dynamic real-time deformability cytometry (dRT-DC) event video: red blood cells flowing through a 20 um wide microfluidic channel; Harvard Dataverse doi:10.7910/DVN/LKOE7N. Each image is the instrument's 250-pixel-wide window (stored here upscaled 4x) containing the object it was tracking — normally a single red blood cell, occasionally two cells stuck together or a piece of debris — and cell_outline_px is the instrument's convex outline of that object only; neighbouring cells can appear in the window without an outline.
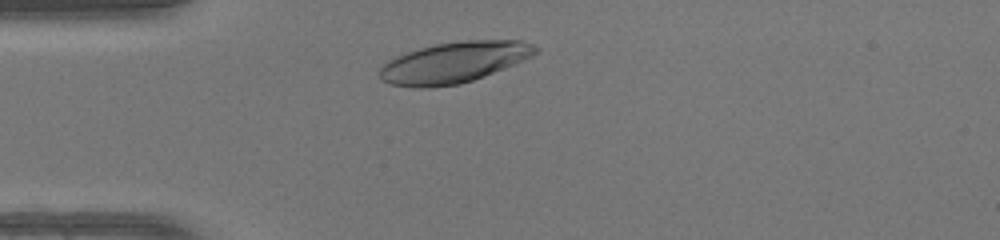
{"species": "human", "species_latin": "Homo sapiens", "temperature_condition": "warm", "stored_images_in_passage": 30, "camera_frame_rate_fps": 3000, "um_per_image_px": 0.085, "donor": {"sex": "female"}, "frame": {"image": 1, "passage_image": 4, "time_ms": 1.0, "image_size_px": [1000, 240], "cell_outline_px": [[540, 52], [532, 56], [484, 76], [460, 84], [428, 88], [412, 88], [388, 84], [380, 80], [376, 72], [388, 60], [396, 56], [420, 48], [436, 44], [460, 40], [520, 40], [532, 44], [540, 48]], "centroid_in_image_um": [38.54, 5.31], "position_along_channel_um": 46.5, "area_um2": 37.45}}
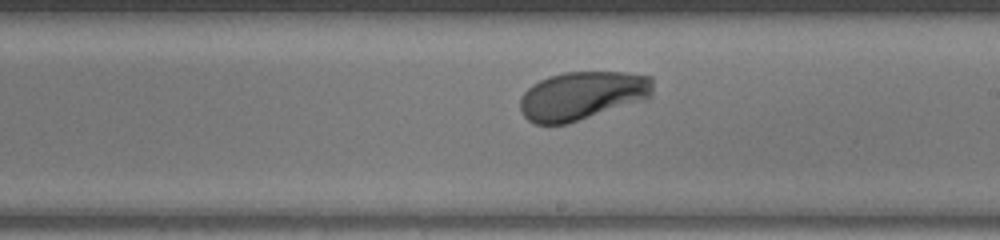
{"frame": {"image": 2, "passage_image": 19, "time_ms": 6.0, "image_size_px": [1000, 240], "cell_outline_px": [[652, 96], [648, 100], [568, 124], [536, 124], [528, 120], [520, 112], [520, 96], [532, 84], [548, 76], [564, 72], [624, 72], [652, 76]], "centroid_in_image_um": [49.51, 8.14], "position_along_channel_um": 239.5, "area_um2": 38.21}}
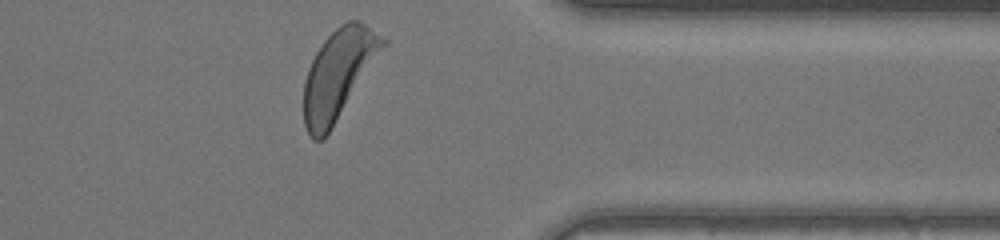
{"frame": {"image": 3, "passage_image": 30, "time_ms": 9.667, "image_size_px": [1000, 240], "cell_outline_px": [[388, 44], [324, 140], [312, 140], [308, 136], [304, 124], [304, 80], [308, 68], [316, 52], [324, 40], [340, 24], [348, 20], [356, 20], [364, 24], [388, 40]], "centroid_in_image_um": [28.77, 6.33], "position_along_channel_um": 382.6, "area_um2": 41.21}, "authors_computed_cell_mechanics": {"area_um2": 37.4833, "velocity_mm_per_s": 4.2471, "shape_relaxation_time_tau1_ms": 1.8685, "shape_relaxation_time_tau2_ms": null, "deformation_change_tau1": 0.1392, "deformation_change_tau2": null}}